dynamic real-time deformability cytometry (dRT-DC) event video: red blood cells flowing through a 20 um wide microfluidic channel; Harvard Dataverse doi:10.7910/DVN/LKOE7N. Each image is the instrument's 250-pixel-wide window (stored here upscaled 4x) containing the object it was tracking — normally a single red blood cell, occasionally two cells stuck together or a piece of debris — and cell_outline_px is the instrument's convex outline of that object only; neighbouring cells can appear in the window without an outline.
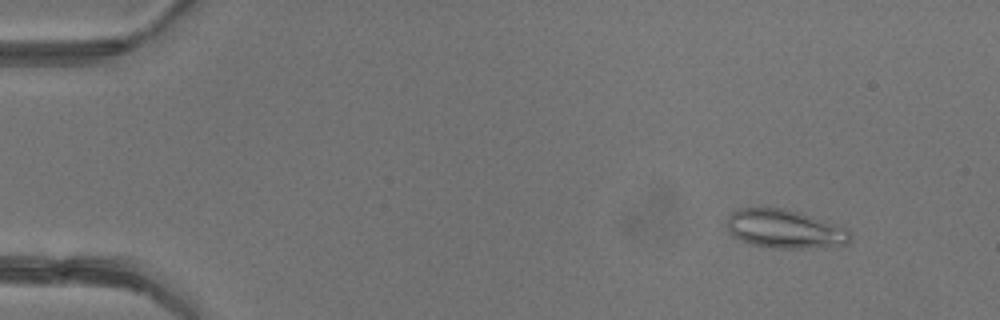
{"species": "common noctule bat (a hibernating species)", "species_latin": "Nyctalus noctula", "temperature_condition": "warm", "stored_images_in_passage": 6, "camera_frame_rate_fps": 3000, "um_per_image_px": 0.085, "animal": {"sex": "female"}, "frame": {"image": 1, "passage_image": 2, "time_ms": 1.333, "image_size_px": [1000, 320], "cell_outline_px": [[852, 240], [848, 244], [804, 248], [772, 248], [752, 244], [732, 236], [728, 232], [728, 216], [732, 212], [740, 208], [784, 208], [800, 212], [840, 224], [848, 228], [852, 236]], "centroid_in_image_um": [66.76, 19.45], "position_along_channel_um": 18.2, "area_um2": 28.03}}